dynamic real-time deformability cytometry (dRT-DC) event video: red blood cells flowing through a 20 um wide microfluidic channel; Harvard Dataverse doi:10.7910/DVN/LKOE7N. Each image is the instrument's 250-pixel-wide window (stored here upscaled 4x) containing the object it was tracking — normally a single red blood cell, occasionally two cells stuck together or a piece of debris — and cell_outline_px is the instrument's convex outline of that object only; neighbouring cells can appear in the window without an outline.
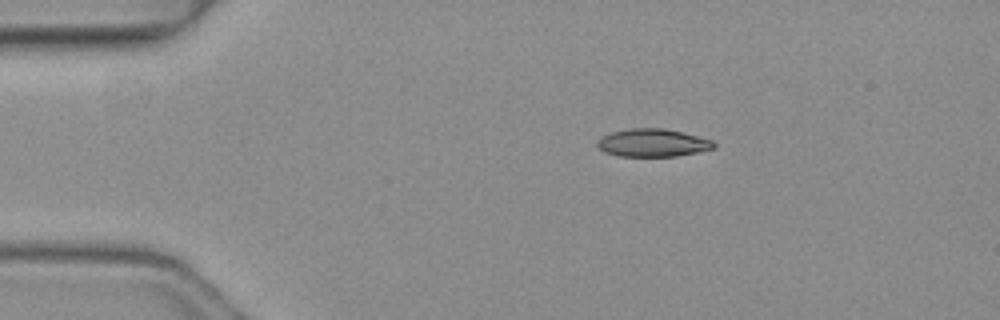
{"species": "common noctule bat (a hibernating species)", "species_latin": "Nyctalus noctula", "temperature_condition": "warm", "stored_images_in_passage": 3, "camera_frame_rate_fps": 3000, "um_per_image_px": 0.085, "animal": {"sex": "female", "body_mass_g": 19.3, "forearm_length_mm": 54.1}, "frame": {"image": 1, "passage_image": 1, "time_ms": 0.0, "image_size_px": [1000, 320], "cell_outline_px": [[716, 148], [676, 156], [620, 156], [604, 152], [596, 144], [596, 140], [612, 132], [632, 128], [664, 128], [712, 140], [716, 144]], "centroid_in_image_um": [55.47, 12.14], "position_along_channel_um": 29.5, "area_um2": 18.73}}